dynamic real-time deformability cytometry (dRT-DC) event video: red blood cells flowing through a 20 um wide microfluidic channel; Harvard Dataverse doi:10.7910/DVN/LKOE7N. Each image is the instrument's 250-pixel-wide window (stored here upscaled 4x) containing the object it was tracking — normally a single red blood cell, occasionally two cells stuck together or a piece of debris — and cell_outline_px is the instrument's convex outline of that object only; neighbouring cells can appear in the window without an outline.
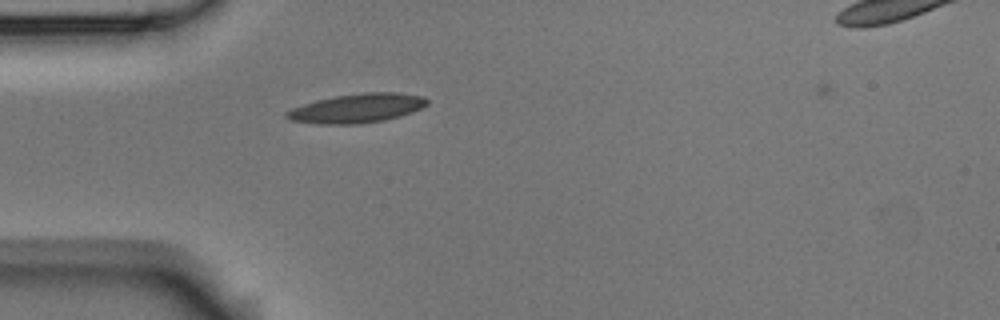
{"species": "Egyptian fruit bat (a non-hibernating species)", "species_latin": "Rousettus aegyptiacus", "temperature_condition": "room temperature", "stored_images_in_passage": 1, "camera_frame_rate_fps": 3000, "um_per_image_px": 0.085, "animal": {"sex": "male"}, "frame": {"image": 1, "passage_image": 1, "time_ms": 0.0, "image_size_px": [1000, 320], "cell_outline_px": [[428, 104], [412, 112], [400, 116], [384, 120], [356, 124], [316, 124], [292, 120], [284, 116], [284, 112], [292, 108], [316, 100], [336, 96], [364, 92], [396, 92], [424, 96], [428, 100]], "centroid_in_image_um": [30.35, 9.2], "position_along_channel_um": 54.7, "area_um2": 23.81}}